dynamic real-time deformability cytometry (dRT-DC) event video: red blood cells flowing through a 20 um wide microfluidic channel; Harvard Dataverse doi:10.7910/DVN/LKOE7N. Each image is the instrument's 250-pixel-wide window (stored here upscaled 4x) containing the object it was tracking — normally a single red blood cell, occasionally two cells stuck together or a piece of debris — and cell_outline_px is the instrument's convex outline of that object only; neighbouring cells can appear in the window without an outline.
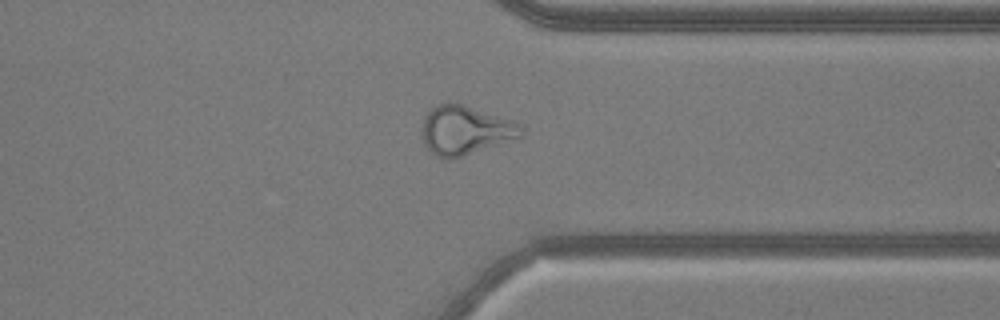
{"species": "common noctule bat (a hibernating species)", "species_latin": "Nyctalus noctula", "temperature_condition": "warm", "stored_images_in_passage": 39, "camera_frame_rate_fps": 3000, "um_per_image_px": 0.085, "animal": {"sex": "male", "body_mass_g": 20.5, "forearm_length_mm": 52.5}, "frame": {"image": 1, "passage_image": 34, "time_ms": 11.0, "image_size_px": [1000, 320], "cell_outline_px": [[524, 136], [448, 160], [436, 156], [424, 144], [420, 132], [424, 116], [436, 104], [448, 100], [456, 100], [512, 120], [520, 124], [524, 128]], "centroid_in_image_um": [39.53, 11.01], "position_along_channel_um": 371.9, "area_um2": 29.02}, "authors_computed_cell_mechanics": {"area_um2": 25.7788, "velocity_mm_per_s": 3.9762, "shape_relaxation_time_tau1_ms": null, "shape_relaxation_time_tau2_ms": 2.2951, "deformation_change_tau1": null, "deformation_change_tau2": 0.1284}}